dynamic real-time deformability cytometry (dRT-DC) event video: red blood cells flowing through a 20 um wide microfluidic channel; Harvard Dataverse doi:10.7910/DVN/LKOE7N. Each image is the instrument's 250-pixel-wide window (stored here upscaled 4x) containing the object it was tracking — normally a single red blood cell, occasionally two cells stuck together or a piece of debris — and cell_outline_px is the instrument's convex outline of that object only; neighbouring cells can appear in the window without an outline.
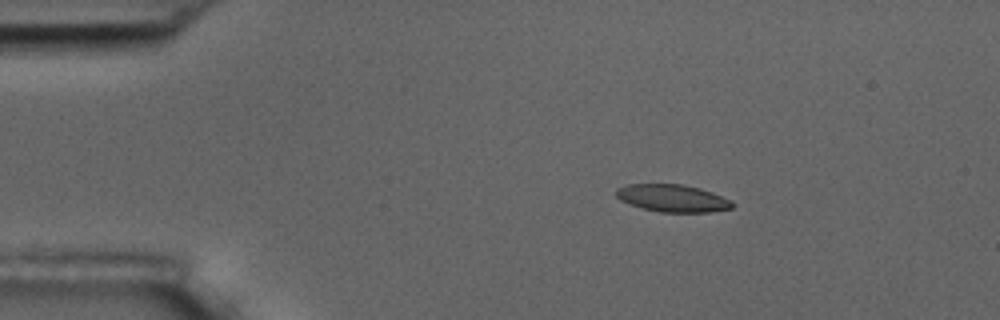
{"species": "common noctule bat (a hibernating species)", "species_latin": "Nyctalus noctula", "temperature_condition": "room temperature", "stored_images_in_passage": 4, "camera_frame_rate_fps": 3000, "um_per_image_px": 0.085, "animal": {"sex": "male", "body_mass_g": 17.5, "forearm_length_mm": 52.3}, "frame": {"image": 1, "passage_image": 2, "time_ms": 1.0, "image_size_px": [1000, 320], "cell_outline_px": [[736, 204], [732, 208], [708, 212], [660, 212], [644, 208], [620, 200], [616, 196], [616, 188], [628, 184], [684, 184], [700, 188], [712, 192], [732, 200]], "centroid_in_image_um": [57.2, 16.84], "position_along_channel_um": 27.8, "area_um2": 18.55}}
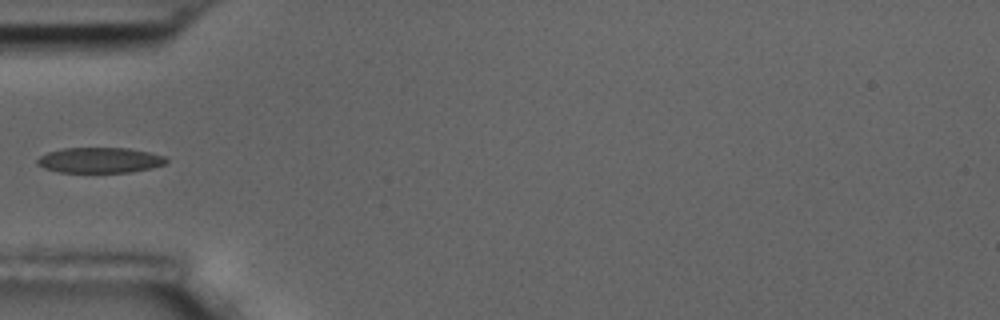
{"frame": {"image": 2, "passage_image": 4, "time_ms": 4.0, "image_size_px": [1000, 320], "cell_outline_px": [[168, 160], [164, 164], [152, 168], [128, 172], [60, 172], [44, 168], [36, 164], [36, 160], [40, 156], [48, 152], [64, 148], [128, 148], [148, 152], [164, 156]], "centroid_in_image_um": [8.46, 13.61], "position_along_channel_um": 76.5, "area_um2": 19.02}}